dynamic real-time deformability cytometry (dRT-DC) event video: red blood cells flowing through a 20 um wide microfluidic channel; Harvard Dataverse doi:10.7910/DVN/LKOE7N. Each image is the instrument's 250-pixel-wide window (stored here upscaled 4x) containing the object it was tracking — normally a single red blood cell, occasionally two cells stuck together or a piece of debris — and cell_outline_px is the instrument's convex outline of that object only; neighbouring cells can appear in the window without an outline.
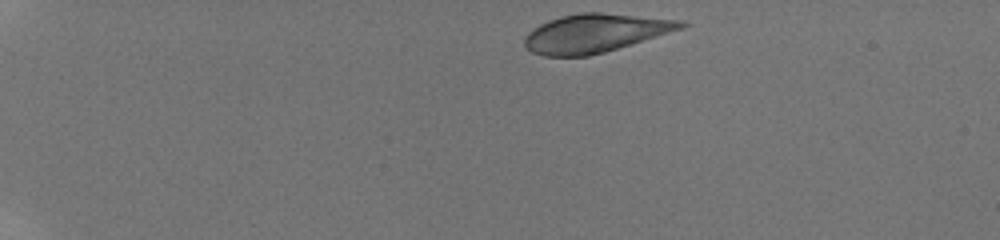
{"species": "human", "species_latin": "Homo sapiens", "temperature_condition": "room temperature", "stored_images_in_passage": 17, "camera_frame_rate_fps": 3000, "um_per_image_px": 0.085, "donor": {"sex": "male"}, "frame": {"image": 1, "passage_image": 1, "time_ms": 0.0, "image_size_px": [1000, 240], "cell_outline_px": [[688, 24], [684, 28], [604, 52], [588, 56], [544, 56], [532, 52], [524, 48], [524, 40], [528, 32], [532, 28], [548, 20], [560, 16], [580, 12], [600, 12], [684, 20]], "centroid_in_image_um": [50.57, 2.81], "position_along_channel_um": 34.4, "area_um2": 35.14}}